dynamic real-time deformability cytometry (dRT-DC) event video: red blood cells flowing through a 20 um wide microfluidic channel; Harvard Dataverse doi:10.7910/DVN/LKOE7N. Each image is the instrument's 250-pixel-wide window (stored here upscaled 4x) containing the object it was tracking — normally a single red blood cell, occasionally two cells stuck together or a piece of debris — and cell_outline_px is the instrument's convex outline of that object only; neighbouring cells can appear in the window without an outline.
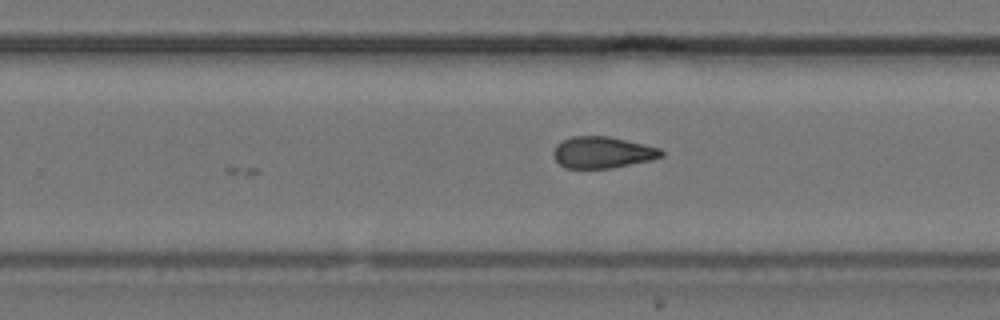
{"species": "common noctule bat (a hibernating species)", "species_latin": "Nyctalus noctula", "temperature_condition": "cold", "stored_images_in_passage": 20, "camera_frame_rate_fps": 3000, "um_per_image_px": 0.085, "animal": {"sex": "female", "body_mass_g": 24.6, "forearm_length_mm": 56.2}, "frame": {"image": 1, "passage_image": 20, "time_ms": 6.333, "image_size_px": [1000, 320], "cell_outline_px": [[664, 156], [652, 160], [612, 168], [568, 168], [560, 164], [552, 156], [552, 152], [556, 144], [572, 136], [608, 136], [644, 144], [660, 148], [664, 152]], "centroid_in_image_um": [51.22, 12.95], "position_along_channel_um": 278.6, "area_um2": 19.88}}